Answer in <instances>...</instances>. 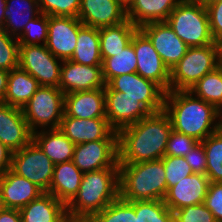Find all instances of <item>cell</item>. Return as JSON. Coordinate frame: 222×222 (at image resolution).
<instances>
[{"label":"cell","instance_id":"1","mask_svg":"<svg viewBox=\"0 0 222 222\" xmlns=\"http://www.w3.org/2000/svg\"><path fill=\"white\" fill-rule=\"evenodd\" d=\"M172 125L164 110L150 113L118 133V163L134 164L164 157Z\"/></svg>","mask_w":222,"mask_h":222},{"label":"cell","instance_id":"2","mask_svg":"<svg viewBox=\"0 0 222 222\" xmlns=\"http://www.w3.org/2000/svg\"><path fill=\"white\" fill-rule=\"evenodd\" d=\"M163 110L169 116L174 131L198 141H203L221 128L217 121L218 109L190 91L166 92Z\"/></svg>","mask_w":222,"mask_h":222},{"label":"cell","instance_id":"3","mask_svg":"<svg viewBox=\"0 0 222 222\" xmlns=\"http://www.w3.org/2000/svg\"><path fill=\"white\" fill-rule=\"evenodd\" d=\"M119 197V168L85 172L74 198L66 205L70 222H88Z\"/></svg>","mask_w":222,"mask_h":222},{"label":"cell","instance_id":"4","mask_svg":"<svg viewBox=\"0 0 222 222\" xmlns=\"http://www.w3.org/2000/svg\"><path fill=\"white\" fill-rule=\"evenodd\" d=\"M167 181L163 161L119 164V196L125 201L163 200Z\"/></svg>","mask_w":222,"mask_h":222},{"label":"cell","instance_id":"5","mask_svg":"<svg viewBox=\"0 0 222 222\" xmlns=\"http://www.w3.org/2000/svg\"><path fill=\"white\" fill-rule=\"evenodd\" d=\"M221 64L220 43L189 47L184 57L170 70L169 91H189Z\"/></svg>","mask_w":222,"mask_h":222},{"label":"cell","instance_id":"6","mask_svg":"<svg viewBox=\"0 0 222 222\" xmlns=\"http://www.w3.org/2000/svg\"><path fill=\"white\" fill-rule=\"evenodd\" d=\"M166 22L188 47L213 44L206 8L201 3L181 1Z\"/></svg>","mask_w":222,"mask_h":222},{"label":"cell","instance_id":"7","mask_svg":"<svg viewBox=\"0 0 222 222\" xmlns=\"http://www.w3.org/2000/svg\"><path fill=\"white\" fill-rule=\"evenodd\" d=\"M65 94L57 87L40 86L22 108L23 116L32 133L38 129L60 127L64 115Z\"/></svg>","mask_w":222,"mask_h":222},{"label":"cell","instance_id":"8","mask_svg":"<svg viewBox=\"0 0 222 222\" xmlns=\"http://www.w3.org/2000/svg\"><path fill=\"white\" fill-rule=\"evenodd\" d=\"M54 163L31 141L12 154L10 170L48 192L53 179Z\"/></svg>","mask_w":222,"mask_h":222},{"label":"cell","instance_id":"9","mask_svg":"<svg viewBox=\"0 0 222 222\" xmlns=\"http://www.w3.org/2000/svg\"><path fill=\"white\" fill-rule=\"evenodd\" d=\"M62 62L46 45H19V67L31 74L40 86L59 88Z\"/></svg>","mask_w":222,"mask_h":222},{"label":"cell","instance_id":"10","mask_svg":"<svg viewBox=\"0 0 222 222\" xmlns=\"http://www.w3.org/2000/svg\"><path fill=\"white\" fill-rule=\"evenodd\" d=\"M104 90H114L137 99L151 113L163 110L166 91L156 82L137 73L123 74L110 79Z\"/></svg>","mask_w":222,"mask_h":222},{"label":"cell","instance_id":"11","mask_svg":"<svg viewBox=\"0 0 222 222\" xmlns=\"http://www.w3.org/2000/svg\"><path fill=\"white\" fill-rule=\"evenodd\" d=\"M72 161L83 173L104 168H119L118 140H97L77 144L74 147Z\"/></svg>","mask_w":222,"mask_h":222},{"label":"cell","instance_id":"12","mask_svg":"<svg viewBox=\"0 0 222 222\" xmlns=\"http://www.w3.org/2000/svg\"><path fill=\"white\" fill-rule=\"evenodd\" d=\"M139 30L150 40L169 70L184 57L189 48L166 21L150 22L140 26Z\"/></svg>","mask_w":222,"mask_h":222},{"label":"cell","instance_id":"13","mask_svg":"<svg viewBox=\"0 0 222 222\" xmlns=\"http://www.w3.org/2000/svg\"><path fill=\"white\" fill-rule=\"evenodd\" d=\"M131 43L137 58L136 73L143 78L152 80L159 84L166 92L169 91L170 70L162 61L160 55L150 40L138 30Z\"/></svg>","mask_w":222,"mask_h":222},{"label":"cell","instance_id":"14","mask_svg":"<svg viewBox=\"0 0 222 222\" xmlns=\"http://www.w3.org/2000/svg\"><path fill=\"white\" fill-rule=\"evenodd\" d=\"M82 25L77 17L48 16L47 49L62 61L70 60Z\"/></svg>","mask_w":222,"mask_h":222},{"label":"cell","instance_id":"15","mask_svg":"<svg viewBox=\"0 0 222 222\" xmlns=\"http://www.w3.org/2000/svg\"><path fill=\"white\" fill-rule=\"evenodd\" d=\"M59 129L75 145L97 140H118L107 118L79 119L63 116Z\"/></svg>","mask_w":222,"mask_h":222},{"label":"cell","instance_id":"16","mask_svg":"<svg viewBox=\"0 0 222 222\" xmlns=\"http://www.w3.org/2000/svg\"><path fill=\"white\" fill-rule=\"evenodd\" d=\"M106 103V118L109 125L119 131L122 128L137 123L151 112L137 99L122 96L121 92L104 90Z\"/></svg>","mask_w":222,"mask_h":222},{"label":"cell","instance_id":"17","mask_svg":"<svg viewBox=\"0 0 222 222\" xmlns=\"http://www.w3.org/2000/svg\"><path fill=\"white\" fill-rule=\"evenodd\" d=\"M102 66H86L71 60L62 62L59 89L64 93L104 88Z\"/></svg>","mask_w":222,"mask_h":222},{"label":"cell","instance_id":"18","mask_svg":"<svg viewBox=\"0 0 222 222\" xmlns=\"http://www.w3.org/2000/svg\"><path fill=\"white\" fill-rule=\"evenodd\" d=\"M31 141L32 131L22 109L0 102V142L15 152Z\"/></svg>","mask_w":222,"mask_h":222},{"label":"cell","instance_id":"19","mask_svg":"<svg viewBox=\"0 0 222 222\" xmlns=\"http://www.w3.org/2000/svg\"><path fill=\"white\" fill-rule=\"evenodd\" d=\"M77 18L83 25L100 29L126 21L127 14L117 0H81Z\"/></svg>","mask_w":222,"mask_h":222},{"label":"cell","instance_id":"20","mask_svg":"<svg viewBox=\"0 0 222 222\" xmlns=\"http://www.w3.org/2000/svg\"><path fill=\"white\" fill-rule=\"evenodd\" d=\"M208 185L206 174L193 173L169 188L163 201L172 212L189 205L204 203Z\"/></svg>","mask_w":222,"mask_h":222},{"label":"cell","instance_id":"21","mask_svg":"<svg viewBox=\"0 0 222 222\" xmlns=\"http://www.w3.org/2000/svg\"><path fill=\"white\" fill-rule=\"evenodd\" d=\"M79 119L106 118L104 88L64 96V115Z\"/></svg>","mask_w":222,"mask_h":222},{"label":"cell","instance_id":"22","mask_svg":"<svg viewBox=\"0 0 222 222\" xmlns=\"http://www.w3.org/2000/svg\"><path fill=\"white\" fill-rule=\"evenodd\" d=\"M0 190L6 208L19 210L45 193L36 184L11 170L0 177Z\"/></svg>","mask_w":222,"mask_h":222},{"label":"cell","instance_id":"23","mask_svg":"<svg viewBox=\"0 0 222 222\" xmlns=\"http://www.w3.org/2000/svg\"><path fill=\"white\" fill-rule=\"evenodd\" d=\"M19 212L22 222H70L66 205L47 192L22 207Z\"/></svg>","mask_w":222,"mask_h":222},{"label":"cell","instance_id":"24","mask_svg":"<svg viewBox=\"0 0 222 222\" xmlns=\"http://www.w3.org/2000/svg\"><path fill=\"white\" fill-rule=\"evenodd\" d=\"M32 141L54 164L73 160L75 144L59 128L38 130L32 133Z\"/></svg>","mask_w":222,"mask_h":222},{"label":"cell","instance_id":"25","mask_svg":"<svg viewBox=\"0 0 222 222\" xmlns=\"http://www.w3.org/2000/svg\"><path fill=\"white\" fill-rule=\"evenodd\" d=\"M83 174L73 161L55 164L47 193L67 205L78 193Z\"/></svg>","mask_w":222,"mask_h":222},{"label":"cell","instance_id":"26","mask_svg":"<svg viewBox=\"0 0 222 222\" xmlns=\"http://www.w3.org/2000/svg\"><path fill=\"white\" fill-rule=\"evenodd\" d=\"M181 0H134L126 9L127 19L138 28L150 22L166 21Z\"/></svg>","mask_w":222,"mask_h":222},{"label":"cell","instance_id":"27","mask_svg":"<svg viewBox=\"0 0 222 222\" xmlns=\"http://www.w3.org/2000/svg\"><path fill=\"white\" fill-rule=\"evenodd\" d=\"M40 87L38 81L20 67L12 69L8 75L4 103L23 108Z\"/></svg>","mask_w":222,"mask_h":222},{"label":"cell","instance_id":"28","mask_svg":"<svg viewBox=\"0 0 222 222\" xmlns=\"http://www.w3.org/2000/svg\"><path fill=\"white\" fill-rule=\"evenodd\" d=\"M139 30L128 19L120 24L99 29L100 53L102 59L115 56L131 43L134 34Z\"/></svg>","mask_w":222,"mask_h":222},{"label":"cell","instance_id":"29","mask_svg":"<svg viewBox=\"0 0 222 222\" xmlns=\"http://www.w3.org/2000/svg\"><path fill=\"white\" fill-rule=\"evenodd\" d=\"M4 13L6 20L3 30L17 38L22 33L24 26L41 12L38 0H6Z\"/></svg>","mask_w":222,"mask_h":222},{"label":"cell","instance_id":"30","mask_svg":"<svg viewBox=\"0 0 222 222\" xmlns=\"http://www.w3.org/2000/svg\"><path fill=\"white\" fill-rule=\"evenodd\" d=\"M70 60L86 66H102L98 28L86 25L79 28L76 48Z\"/></svg>","mask_w":222,"mask_h":222},{"label":"cell","instance_id":"31","mask_svg":"<svg viewBox=\"0 0 222 222\" xmlns=\"http://www.w3.org/2000/svg\"><path fill=\"white\" fill-rule=\"evenodd\" d=\"M137 58L132 43L115 56L102 59V73L105 83L110 79L123 75L136 73Z\"/></svg>","mask_w":222,"mask_h":222},{"label":"cell","instance_id":"32","mask_svg":"<svg viewBox=\"0 0 222 222\" xmlns=\"http://www.w3.org/2000/svg\"><path fill=\"white\" fill-rule=\"evenodd\" d=\"M189 91L219 110L222 106V64L202 77Z\"/></svg>","mask_w":222,"mask_h":222},{"label":"cell","instance_id":"33","mask_svg":"<svg viewBox=\"0 0 222 222\" xmlns=\"http://www.w3.org/2000/svg\"><path fill=\"white\" fill-rule=\"evenodd\" d=\"M202 142L207 160L206 176L209 182H222V128Z\"/></svg>","mask_w":222,"mask_h":222},{"label":"cell","instance_id":"34","mask_svg":"<svg viewBox=\"0 0 222 222\" xmlns=\"http://www.w3.org/2000/svg\"><path fill=\"white\" fill-rule=\"evenodd\" d=\"M138 222H174V213L163 200L131 201Z\"/></svg>","mask_w":222,"mask_h":222},{"label":"cell","instance_id":"35","mask_svg":"<svg viewBox=\"0 0 222 222\" xmlns=\"http://www.w3.org/2000/svg\"><path fill=\"white\" fill-rule=\"evenodd\" d=\"M88 222H138L134 206L120 196Z\"/></svg>","mask_w":222,"mask_h":222},{"label":"cell","instance_id":"36","mask_svg":"<svg viewBox=\"0 0 222 222\" xmlns=\"http://www.w3.org/2000/svg\"><path fill=\"white\" fill-rule=\"evenodd\" d=\"M48 39V15L40 13L30 20L17 37L19 45H46ZM42 41V43H40Z\"/></svg>","mask_w":222,"mask_h":222},{"label":"cell","instance_id":"37","mask_svg":"<svg viewBox=\"0 0 222 222\" xmlns=\"http://www.w3.org/2000/svg\"><path fill=\"white\" fill-rule=\"evenodd\" d=\"M19 67V42L0 28V69L11 71Z\"/></svg>","mask_w":222,"mask_h":222},{"label":"cell","instance_id":"38","mask_svg":"<svg viewBox=\"0 0 222 222\" xmlns=\"http://www.w3.org/2000/svg\"><path fill=\"white\" fill-rule=\"evenodd\" d=\"M81 0H38L40 12L48 16L77 17Z\"/></svg>","mask_w":222,"mask_h":222},{"label":"cell","instance_id":"39","mask_svg":"<svg viewBox=\"0 0 222 222\" xmlns=\"http://www.w3.org/2000/svg\"><path fill=\"white\" fill-rule=\"evenodd\" d=\"M161 160L165 168L167 190L183 178L193 174L190 165L184 157L164 156Z\"/></svg>","mask_w":222,"mask_h":222},{"label":"cell","instance_id":"40","mask_svg":"<svg viewBox=\"0 0 222 222\" xmlns=\"http://www.w3.org/2000/svg\"><path fill=\"white\" fill-rule=\"evenodd\" d=\"M198 142L195 138L172 129L164 156L184 157Z\"/></svg>","mask_w":222,"mask_h":222},{"label":"cell","instance_id":"41","mask_svg":"<svg viewBox=\"0 0 222 222\" xmlns=\"http://www.w3.org/2000/svg\"><path fill=\"white\" fill-rule=\"evenodd\" d=\"M173 213L174 222H217L204 203L189 205L175 210Z\"/></svg>","mask_w":222,"mask_h":222},{"label":"cell","instance_id":"42","mask_svg":"<svg viewBox=\"0 0 222 222\" xmlns=\"http://www.w3.org/2000/svg\"><path fill=\"white\" fill-rule=\"evenodd\" d=\"M204 204L222 222V182H209Z\"/></svg>","mask_w":222,"mask_h":222},{"label":"cell","instance_id":"43","mask_svg":"<svg viewBox=\"0 0 222 222\" xmlns=\"http://www.w3.org/2000/svg\"><path fill=\"white\" fill-rule=\"evenodd\" d=\"M212 38L215 42L222 41V0L206 7Z\"/></svg>","mask_w":222,"mask_h":222},{"label":"cell","instance_id":"44","mask_svg":"<svg viewBox=\"0 0 222 222\" xmlns=\"http://www.w3.org/2000/svg\"><path fill=\"white\" fill-rule=\"evenodd\" d=\"M187 163L190 165L193 173L206 174V155L205 148L202 141H199L196 146L189 153L184 156Z\"/></svg>","mask_w":222,"mask_h":222},{"label":"cell","instance_id":"45","mask_svg":"<svg viewBox=\"0 0 222 222\" xmlns=\"http://www.w3.org/2000/svg\"><path fill=\"white\" fill-rule=\"evenodd\" d=\"M13 152L0 142V177H2L11 167Z\"/></svg>","mask_w":222,"mask_h":222},{"label":"cell","instance_id":"46","mask_svg":"<svg viewBox=\"0 0 222 222\" xmlns=\"http://www.w3.org/2000/svg\"><path fill=\"white\" fill-rule=\"evenodd\" d=\"M0 222H22L19 209L6 208L0 213Z\"/></svg>","mask_w":222,"mask_h":222},{"label":"cell","instance_id":"47","mask_svg":"<svg viewBox=\"0 0 222 222\" xmlns=\"http://www.w3.org/2000/svg\"><path fill=\"white\" fill-rule=\"evenodd\" d=\"M9 71L0 69V102L4 103V97L7 91Z\"/></svg>","mask_w":222,"mask_h":222},{"label":"cell","instance_id":"48","mask_svg":"<svg viewBox=\"0 0 222 222\" xmlns=\"http://www.w3.org/2000/svg\"><path fill=\"white\" fill-rule=\"evenodd\" d=\"M5 9H6V0H0V28L3 29L5 26Z\"/></svg>","mask_w":222,"mask_h":222},{"label":"cell","instance_id":"49","mask_svg":"<svg viewBox=\"0 0 222 222\" xmlns=\"http://www.w3.org/2000/svg\"><path fill=\"white\" fill-rule=\"evenodd\" d=\"M125 9H127L134 0H117Z\"/></svg>","mask_w":222,"mask_h":222},{"label":"cell","instance_id":"50","mask_svg":"<svg viewBox=\"0 0 222 222\" xmlns=\"http://www.w3.org/2000/svg\"><path fill=\"white\" fill-rule=\"evenodd\" d=\"M219 1L221 0H202L200 3L206 8L207 6L212 5Z\"/></svg>","mask_w":222,"mask_h":222},{"label":"cell","instance_id":"51","mask_svg":"<svg viewBox=\"0 0 222 222\" xmlns=\"http://www.w3.org/2000/svg\"><path fill=\"white\" fill-rule=\"evenodd\" d=\"M5 209H6V206H5L4 199L2 197V193H1V190H0V213L2 211H4Z\"/></svg>","mask_w":222,"mask_h":222},{"label":"cell","instance_id":"52","mask_svg":"<svg viewBox=\"0 0 222 222\" xmlns=\"http://www.w3.org/2000/svg\"><path fill=\"white\" fill-rule=\"evenodd\" d=\"M219 111V124H220V127L222 128V106L220 107V109L218 110Z\"/></svg>","mask_w":222,"mask_h":222},{"label":"cell","instance_id":"53","mask_svg":"<svg viewBox=\"0 0 222 222\" xmlns=\"http://www.w3.org/2000/svg\"><path fill=\"white\" fill-rule=\"evenodd\" d=\"M184 2H194V3H200L202 0H181Z\"/></svg>","mask_w":222,"mask_h":222},{"label":"cell","instance_id":"54","mask_svg":"<svg viewBox=\"0 0 222 222\" xmlns=\"http://www.w3.org/2000/svg\"><path fill=\"white\" fill-rule=\"evenodd\" d=\"M220 49H221V55H222V41L220 42Z\"/></svg>","mask_w":222,"mask_h":222}]
</instances>
